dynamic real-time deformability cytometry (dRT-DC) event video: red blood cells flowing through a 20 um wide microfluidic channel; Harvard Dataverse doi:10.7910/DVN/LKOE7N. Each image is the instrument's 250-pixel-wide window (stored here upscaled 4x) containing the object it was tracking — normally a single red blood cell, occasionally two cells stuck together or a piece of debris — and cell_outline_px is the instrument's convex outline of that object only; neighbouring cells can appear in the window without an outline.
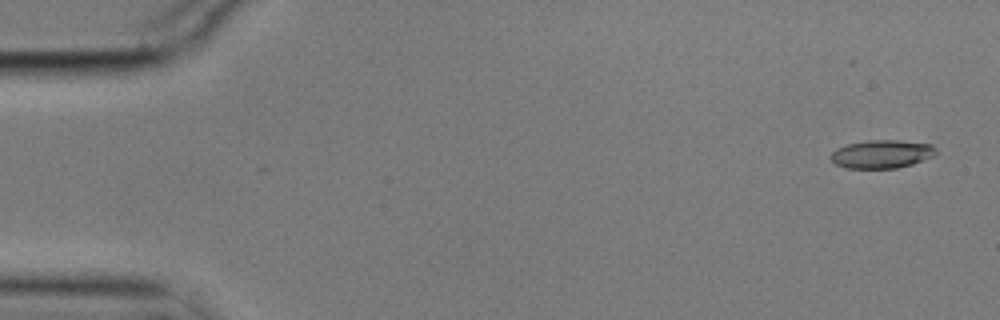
{"species": "common noctule bat (a hibernating species)", "species_latin": "Nyctalus noctula", "temperature_condition": "cold", "stored_images_in_passage": 5, "camera_frame_rate_fps": 3000, "um_per_image_px": 0.085, "animal": {"sex": "male", "body_mass_g": 17.9}, "frame": {"image": 1, "passage_image": 1, "time_ms": 0.0, "image_size_px": [1000, 320], "cell_outline_px": [[936, 156], [912, 164], [896, 168], [844, 168], [836, 164], [828, 156], [836, 148], [848, 144], [868, 140], [900, 140], [932, 144], [936, 148]], "centroid_in_image_um": [74.96, 13.09], "position_along_channel_um": 10.0, "area_um2": 17.51}}
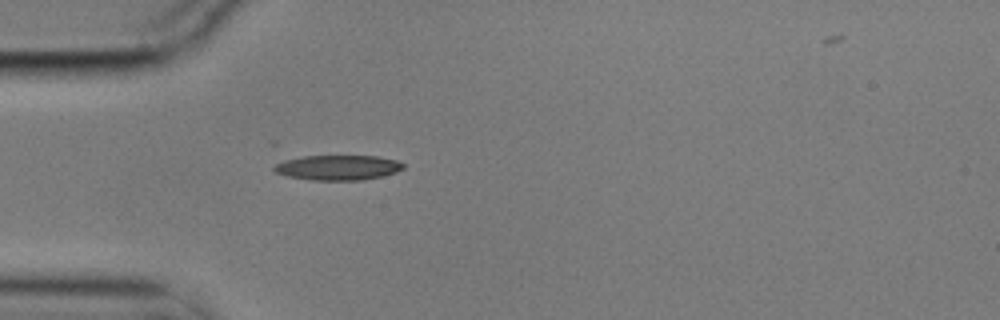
{"frame": {"image": 2, "passage_image": 4, "time_ms": 1.0, "image_size_px": [1000, 320], "cell_outline_px": [[404, 168], [396, 172], [364, 180], [312, 180], [288, 176], [276, 172], [272, 168], [276, 164], [284, 160], [304, 156], [376, 156], [396, 160], [404, 164]], "centroid_in_image_um": [28.72, 14.24], "position_along_channel_um": 56.3, "area_um2": 18.67}}